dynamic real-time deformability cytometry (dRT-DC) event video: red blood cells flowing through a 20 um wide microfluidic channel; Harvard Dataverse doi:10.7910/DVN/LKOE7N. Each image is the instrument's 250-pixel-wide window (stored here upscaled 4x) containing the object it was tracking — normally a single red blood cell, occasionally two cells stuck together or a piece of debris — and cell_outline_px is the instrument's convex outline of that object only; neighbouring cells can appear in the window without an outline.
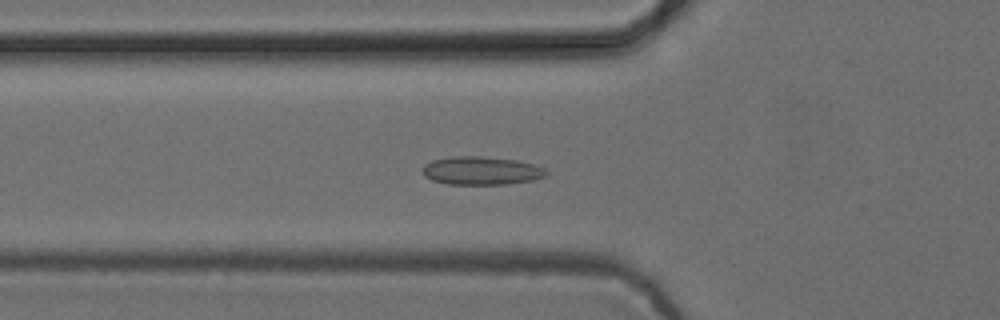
{"species": "common noctule bat (a hibernating species)", "species_latin": "Nyctalus noctula", "temperature_condition": "cold", "stored_images_in_passage": 54, "camera_frame_rate_fps": 3000, "um_per_image_px": 0.085, "animal": {"sex": "female", "body_mass_g": 24.6, "forearm_length_mm": 56.2}, "frame": {"image": 1, "passage_image": 19, "time_ms": 6.0, "image_size_px": [1000, 320], "cell_outline_px": [[548, 176], [532, 180], [508, 184], [448, 184], [432, 180], [424, 176], [420, 172], [420, 168], [424, 164], [432, 160], [452, 156], [480, 156], [516, 160], [532, 164], [544, 168], [548, 172]], "centroid_in_image_um": [40.87, 14.51], "position_along_channel_um": 84.9, "area_um2": 20.58}}
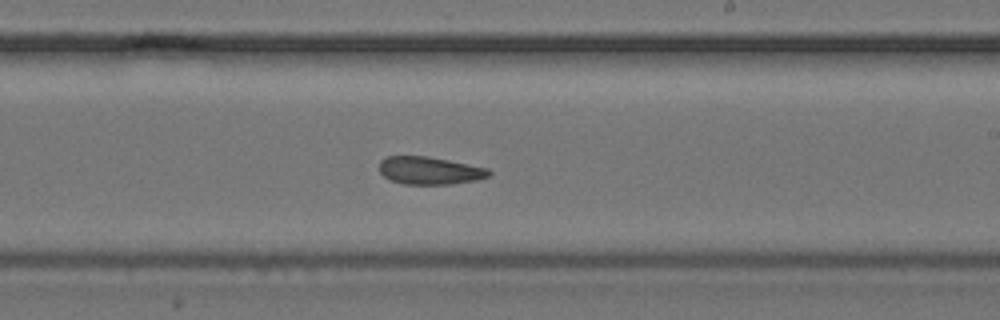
{"frame": {"image": 2, "passage_image": 32, "time_ms": 10.333, "image_size_px": [1000, 320], "cell_outline_px": [[492, 176], [476, 180], [452, 184], [404, 184], [392, 180], [384, 176], [380, 172], [380, 160], [388, 156], [428, 156], [488, 168], [492, 172]], "centroid_in_image_um": [36.56, 14.5], "position_along_channel_um": 252.4, "area_um2": 17.69}}
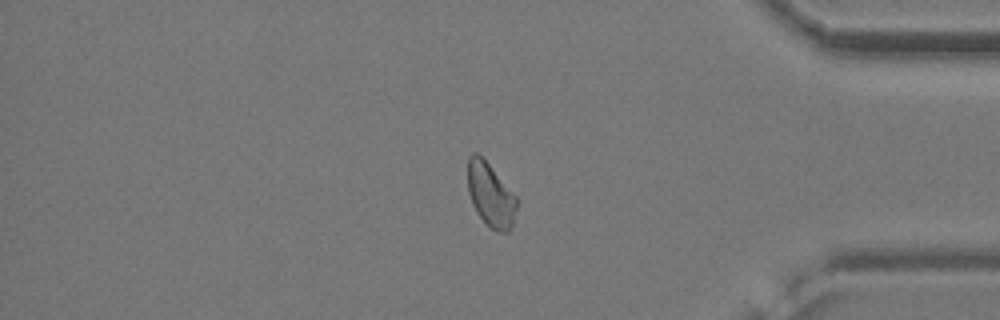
{"frame": {"image": 3, "passage_image": 45, "time_ms": 14.667, "image_size_px": [1000, 320], "cell_outline_px": [[516, 208], [512, 224], [508, 232], [496, 232], [476, 212], [472, 204], [468, 192], [468, 156], [472, 152], [476, 152], [488, 164], [516, 196]], "centroid_in_image_um": [41.67, 16.56], "position_along_channel_um": 393.5, "area_um2": 17.8}, "authors_computed_cell_mechanics": {"area_um2": 18.9006, "velocity_mm_per_s": 3.8554, "shape_relaxation_time_tau1_ms": null, "shape_relaxation_time_tau2_ms": 2.0966, "deformation_change_tau1": null, "deformation_change_tau2": 0.0674}}